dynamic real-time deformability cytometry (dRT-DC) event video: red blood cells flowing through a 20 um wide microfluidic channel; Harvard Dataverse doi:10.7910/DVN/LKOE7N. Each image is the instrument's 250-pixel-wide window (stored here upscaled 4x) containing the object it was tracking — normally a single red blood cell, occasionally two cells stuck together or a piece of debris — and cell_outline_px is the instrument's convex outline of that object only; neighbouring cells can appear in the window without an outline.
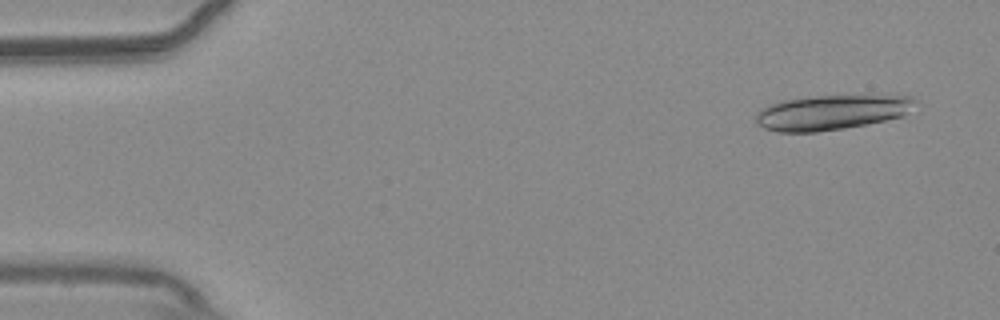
{"species": "common noctule bat (a hibernating species)", "species_latin": "Nyctalus noctula", "temperature_condition": "warm", "stored_images_in_passage": 17, "camera_frame_rate_fps": 3000, "um_per_image_px": 0.085, "animal": {"sex": "male", "body_mass_g": 20.4}, "frame": {"image": 1, "passage_image": 3, "time_ms": 0.667, "image_size_px": [1000, 320], "cell_outline_px": [[920, 100], [904, 116], [844, 128], [816, 132], [776, 132], [764, 128], [756, 124], [756, 112], [768, 104], [780, 100], [816, 96], [912, 96]], "centroid_in_image_um": [70.65, 9.55], "position_along_channel_um": 14.3, "area_um2": 32.43}}